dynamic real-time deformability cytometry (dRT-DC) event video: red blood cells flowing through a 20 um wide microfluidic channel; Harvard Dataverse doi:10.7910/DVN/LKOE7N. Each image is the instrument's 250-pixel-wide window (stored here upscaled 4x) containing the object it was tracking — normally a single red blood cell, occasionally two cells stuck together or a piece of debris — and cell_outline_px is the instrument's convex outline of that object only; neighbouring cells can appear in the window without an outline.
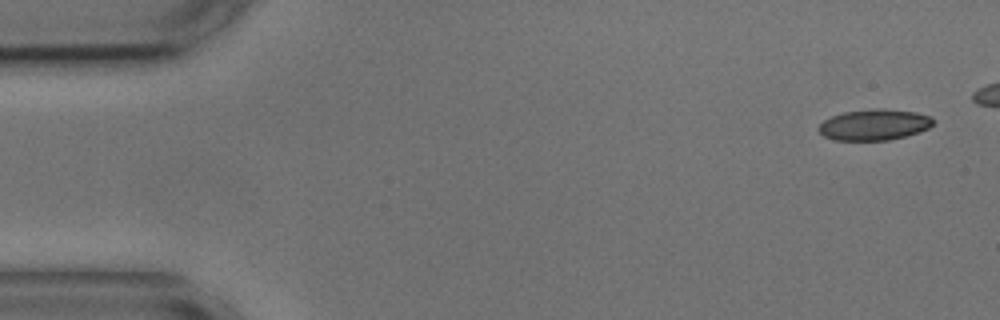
{"species": "common noctule bat (a hibernating species)", "species_latin": "Nyctalus noctula", "temperature_condition": "cold", "stored_images_in_passage": 6, "camera_frame_rate_fps": 3000, "um_per_image_px": 0.085, "animal": {"sex": "male", "body_mass_g": 17.9, "forearm_length_mm": 54.2}, "frame": {"image": 1, "passage_image": 1, "time_ms": 0.0, "image_size_px": [1000, 320], "cell_outline_px": [[936, 120], [928, 128], [920, 132], [888, 140], [836, 140], [824, 136], [816, 128], [824, 120], [832, 116], [844, 112], [872, 108], [884, 108], [916, 112], [932, 116]], "centroid_in_image_um": [74.33, 10.59], "position_along_channel_um": 10.7, "area_um2": 20.81}}
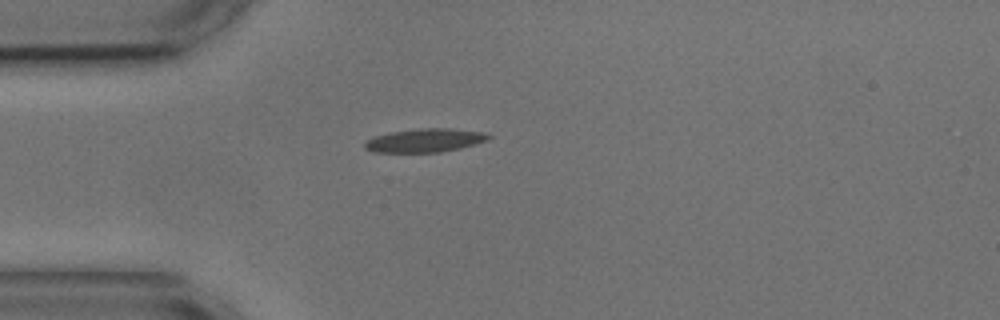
{"frame": {"image": 2, "passage_image": 6, "time_ms": 6.0, "image_size_px": [1000, 320], "cell_outline_px": [[492, 136], [488, 140], [476, 144], [460, 148], [440, 152], [372, 152], [364, 148], [364, 144], [368, 140], [376, 136], [392, 132], [420, 128], [448, 128], [480, 132]], "centroid_in_image_um": [36.12, 11.94], "position_along_channel_um": 48.9, "area_um2": 16.76}}